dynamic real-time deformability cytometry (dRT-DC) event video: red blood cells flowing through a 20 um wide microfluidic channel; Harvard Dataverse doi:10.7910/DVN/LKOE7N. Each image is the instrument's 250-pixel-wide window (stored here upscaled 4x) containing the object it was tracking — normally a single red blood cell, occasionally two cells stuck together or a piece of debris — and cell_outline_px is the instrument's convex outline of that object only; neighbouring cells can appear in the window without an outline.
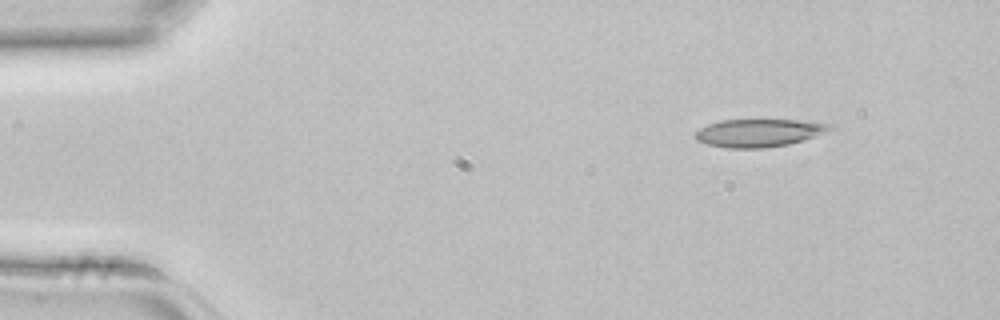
{"species": "common noctule bat (a hibernating species)", "species_latin": "Nyctalus noctula", "temperature_condition": "room temperature", "stored_images_in_passage": 3, "segment_of_instrument_passage": [2, 2], "camera_frame_rate_fps": 3000, "um_per_image_px": 0.085, "animal": {"sex": "female", "body_mass_g": 22.7, "forearm_length_mm": 54.2}, "frame": {"image": 1, "passage_image": 3, "time_ms": 0.667, "image_size_px": [1000, 320], "cell_outline_px": [[836, 128], [804, 140], [788, 144], [764, 148], [728, 148], [708, 144], [696, 140], [692, 136], [700, 128], [708, 124], [720, 120], [800, 120], [832, 124]], "centroid_in_image_um": [64.51, 11.29], "position_along_channel_um": 20.5, "area_um2": 21.91}}